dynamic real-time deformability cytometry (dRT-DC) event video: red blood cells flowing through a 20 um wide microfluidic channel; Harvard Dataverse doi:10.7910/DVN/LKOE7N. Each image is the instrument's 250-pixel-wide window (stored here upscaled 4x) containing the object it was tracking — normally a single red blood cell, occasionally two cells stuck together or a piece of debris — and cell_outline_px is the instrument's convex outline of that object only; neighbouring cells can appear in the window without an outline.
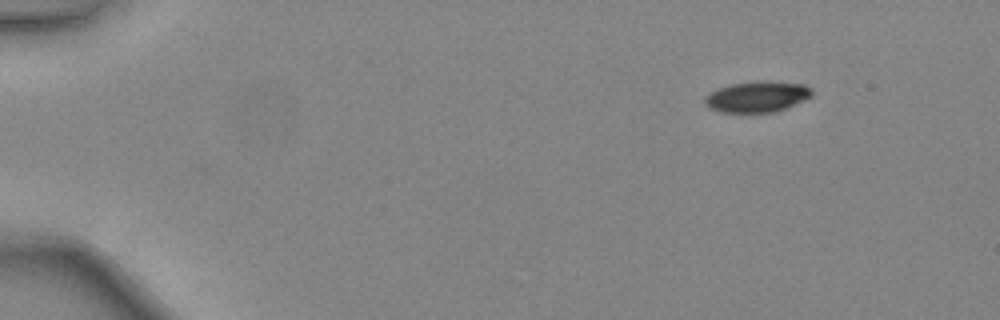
{"species": "common noctule bat (a hibernating species)", "species_latin": "Nyctalus noctula", "temperature_condition": "warm", "stored_images_in_passage": 42, "camera_frame_rate_fps": 3000, "um_per_image_px": 0.085, "animal": {"sex": "female", "body_mass_g": 24.6, "forearm_length_mm": 56.2}, "frame": {"image": 1, "passage_image": 1, "time_ms": 0.0, "image_size_px": [1000, 320], "cell_outline_px": [[812, 96], [804, 100], [776, 112], [720, 112], [708, 108], [704, 104], [704, 96], [708, 92], [716, 88], [728, 84], [764, 80], [804, 84], [812, 88]], "centroid_in_image_um": [64.31, 8.21], "position_along_channel_um": 20.7, "area_um2": 19.65}}
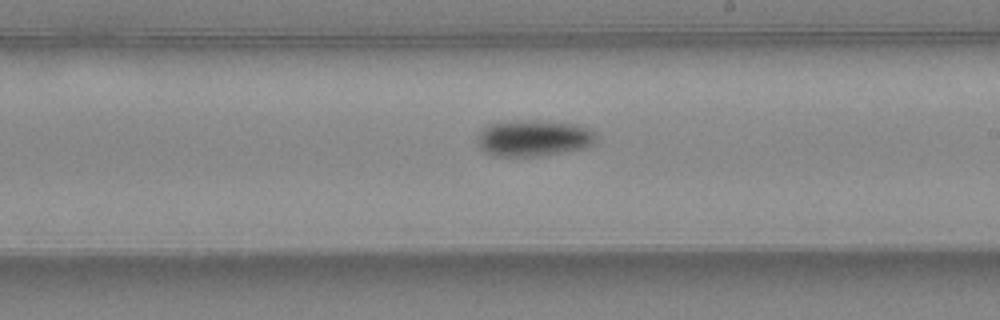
{"frame": {"image": 2, "passage_image": 24, "time_ms": 7.667, "image_size_px": [1000, 320], "cell_outline_px": [[596, 140], [592, 144], [584, 148], [540, 156], [492, 156], [484, 152], [476, 144], [476, 136], [488, 124], [508, 120], [528, 120], [576, 124], [588, 128], [596, 136]], "centroid_in_image_um": [45.28, 11.74], "position_along_channel_um": 243.7, "area_um2": 25.32}}
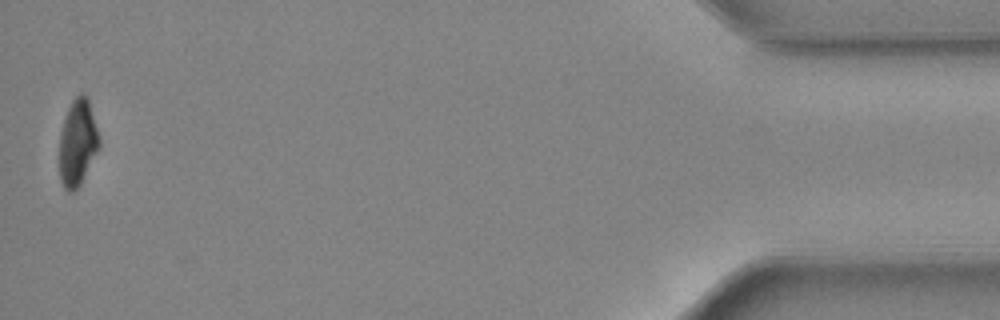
{"frame": {"image": 3, "passage_image": 42, "time_ms": 13.667, "image_size_px": [1000, 320], "cell_outline_px": [[100, 148], [80, 184], [72, 192], [68, 192], [64, 188], [60, 180], [60, 132], [68, 108], [72, 100], [80, 92], [84, 92], [88, 96], [100, 140]], "centroid_in_image_um": [6.61, 12.1], "position_along_channel_um": 428.6, "area_um2": 20.11}, "authors_computed_cell_mechanics": {"area_um2": 22.7154, "velocity_mm_per_s": 4.4615, "shape_relaxation_time_tau1_ms": 3.8818, "shape_relaxation_time_tau2_ms": null, "deformation_change_tau1": 0.1365, "deformation_change_tau2": null}}